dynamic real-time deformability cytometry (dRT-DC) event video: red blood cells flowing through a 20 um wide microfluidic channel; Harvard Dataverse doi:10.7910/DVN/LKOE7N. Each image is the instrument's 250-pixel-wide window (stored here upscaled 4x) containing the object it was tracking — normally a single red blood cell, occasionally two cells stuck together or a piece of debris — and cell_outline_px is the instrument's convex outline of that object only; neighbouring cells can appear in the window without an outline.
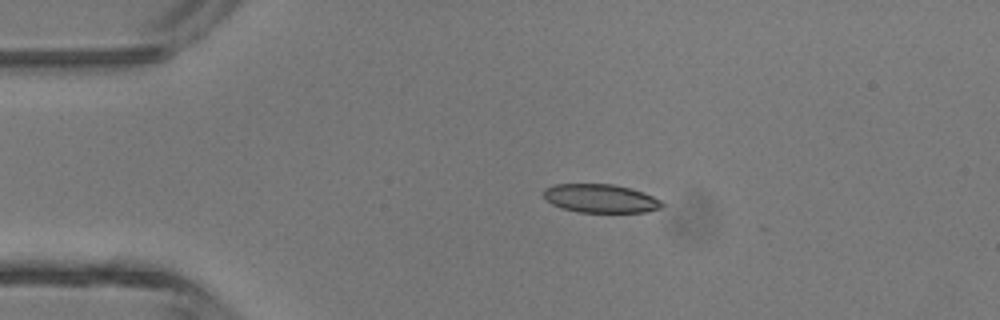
{"species": "common noctule bat (a hibernating species)", "species_latin": "Nyctalus noctula", "temperature_condition": "room temperature", "stored_images_in_passage": 3, "camera_frame_rate_fps": 3000, "um_per_image_px": 0.085, "animal": {"sex": "male", "body_mass_g": 13.3}, "frame": {"image": 1, "passage_image": 2, "time_ms": 0.333, "image_size_px": [1000, 320], "cell_outline_px": [[664, 204], [660, 208], [648, 212], [580, 212], [564, 208], [552, 204], [544, 200], [544, 188], [556, 184], [612, 184], [632, 188], [644, 192], [660, 200]], "centroid_in_image_um": [51.05, 16.86], "position_along_channel_um": 33.9, "area_um2": 19.71}}